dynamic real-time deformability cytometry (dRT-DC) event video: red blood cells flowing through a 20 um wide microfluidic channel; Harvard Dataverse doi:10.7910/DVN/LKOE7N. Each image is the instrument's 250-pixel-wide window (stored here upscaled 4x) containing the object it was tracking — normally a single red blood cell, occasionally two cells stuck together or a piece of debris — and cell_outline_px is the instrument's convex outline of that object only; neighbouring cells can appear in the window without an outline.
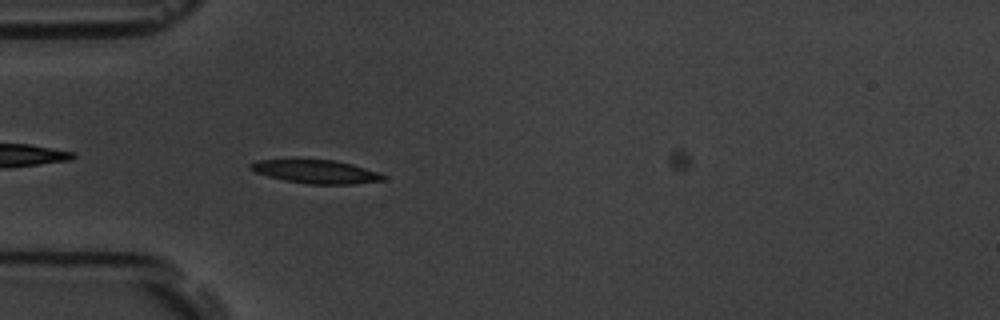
{"species": "common noctule bat (a hibernating species)", "species_latin": "Nyctalus noctula", "temperature_condition": "room temperature", "stored_images_in_passage": 5, "camera_frame_rate_fps": 3000, "um_per_image_px": 0.085, "animal": {"sex": "male", "body_mass_g": 19.5, "forearm_length_mm": 54.6}, "frame": {"image": 1, "passage_image": 4, "time_ms": 3.667, "image_size_px": [1000, 320], "cell_outline_px": [[388, 176], [384, 180], [352, 184], [308, 184], [284, 180], [268, 176], [256, 172], [248, 168], [248, 164], [256, 160], [336, 160], [352, 164]], "centroid_in_image_um": [26.84, 14.59], "position_along_channel_um": 58.2, "area_um2": 17.98}}